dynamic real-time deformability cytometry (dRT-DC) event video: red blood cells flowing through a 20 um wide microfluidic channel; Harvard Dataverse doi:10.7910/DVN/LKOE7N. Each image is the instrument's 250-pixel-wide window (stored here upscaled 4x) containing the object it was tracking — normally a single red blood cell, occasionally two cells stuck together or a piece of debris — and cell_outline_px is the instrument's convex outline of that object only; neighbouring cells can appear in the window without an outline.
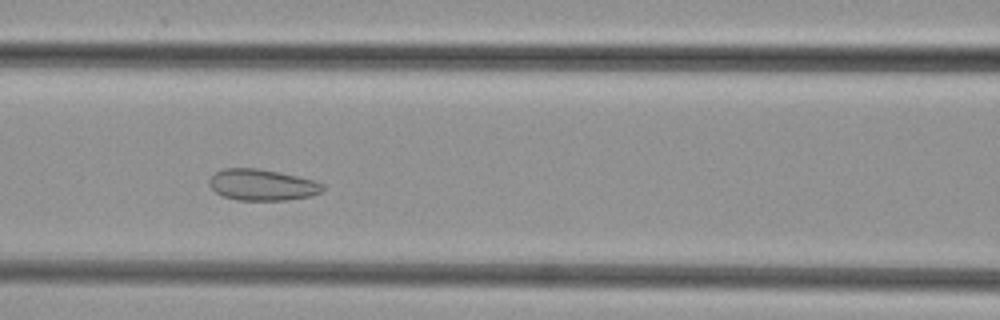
{"species": "common noctule bat (a hibernating species)", "species_latin": "Nyctalus noctula", "temperature_condition": "cold", "stored_images_in_passage": 35, "camera_frame_rate_fps": 3000, "um_per_image_px": 0.085, "animal": {"sex": "female", "body_mass_g": 29.2, "forearm_length_mm": 56.3}, "frame": {"image": 1, "passage_image": 6, "time_ms": 1.667, "image_size_px": [1000, 320], "cell_outline_px": [[324, 188], [320, 192], [312, 196], [288, 200], [236, 200], [224, 196], [216, 192], [208, 184], [208, 180], [216, 172], [224, 168], [256, 168], [280, 172], [316, 180], [324, 184]], "centroid_in_image_um": [22.31, 15.71], "position_along_channel_um": 144.3, "area_um2": 20.81}}
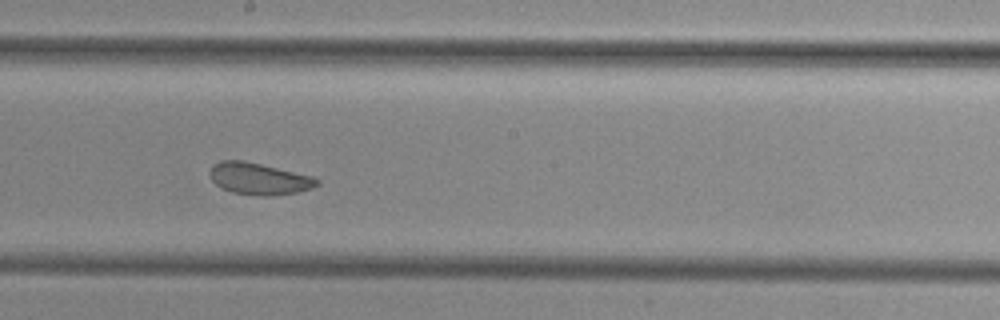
{"frame": {"image": 2, "passage_image": 12, "time_ms": 3.667, "image_size_px": [1000, 320], "cell_outline_px": [[320, 184], [312, 188], [296, 192], [272, 196], [264, 196], [232, 192], [220, 188], [212, 180], [208, 172], [212, 164], [220, 160], [244, 160], [312, 176], [320, 180]], "centroid_in_image_um": [21.98, 15.18], "position_along_channel_um": 226.2, "area_um2": 19.94}}
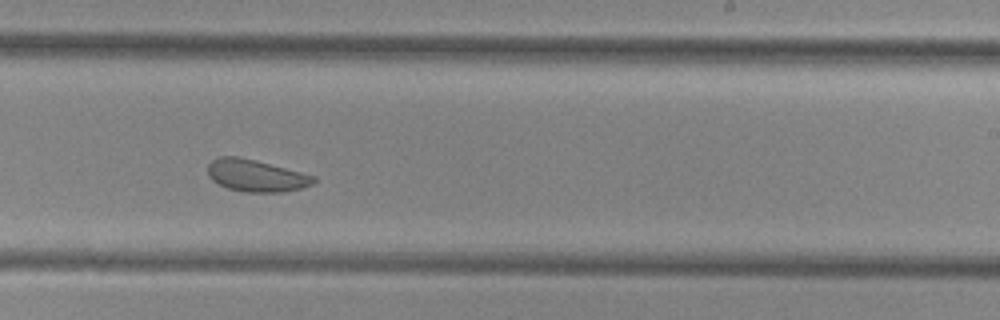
{"frame": {"image": 3, "passage_image": 15, "time_ms": 4.667, "image_size_px": [1000, 320], "cell_outline_px": [[316, 180], [312, 184], [300, 188], [284, 192], [244, 192], [228, 188], [212, 180], [208, 176], [208, 164], [212, 160], [220, 156], [236, 156], [256, 160], [316, 176]], "centroid_in_image_um": [21.76, 14.92], "position_along_channel_um": 267.2, "area_um2": 19.71}}